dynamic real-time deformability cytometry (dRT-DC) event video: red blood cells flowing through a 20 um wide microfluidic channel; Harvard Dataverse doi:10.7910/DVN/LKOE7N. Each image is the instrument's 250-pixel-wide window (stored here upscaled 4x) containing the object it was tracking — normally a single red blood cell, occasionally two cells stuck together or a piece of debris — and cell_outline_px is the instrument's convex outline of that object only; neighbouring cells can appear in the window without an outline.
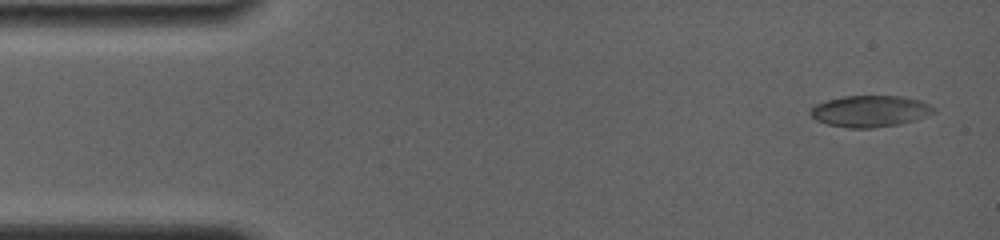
{"species": "common noctule bat (a hibernating species)", "species_latin": "Nyctalus noctula", "temperature_condition": "room temperature", "stored_images_in_passage": 5, "camera_frame_rate_fps": 4000, "um_per_image_px": 0.085, "animal": {"sex": "female", "body_mass_g": 19.0, "forearm_length_mm": 56.7}, "frame": {"image": 1, "passage_image": 1, "time_ms": 0.0, "image_size_px": [1000, 240], "cell_outline_px": [[936, 112], [916, 120], [900, 124], [872, 128], [848, 128], [828, 124], [816, 120], [808, 112], [816, 104], [828, 100], [844, 96], [900, 96], [920, 100], [936, 108]], "centroid_in_image_um": [73.98, 9.45], "position_along_channel_um": 11.0, "area_um2": 22.6}}
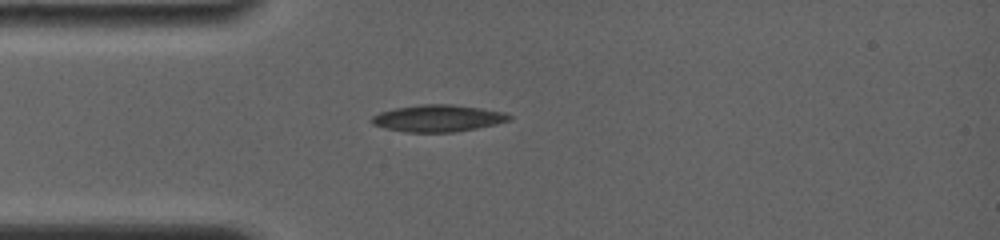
{"frame": {"image": 2, "passage_image": 4, "time_ms": 3.5, "image_size_px": [1000, 240], "cell_outline_px": [[512, 120], [496, 124], [476, 128], [452, 132], [408, 132], [384, 128], [372, 124], [368, 120], [372, 116], [380, 112], [396, 108], [420, 104], [452, 104], [480, 108], [504, 112], [512, 116]], "centroid_in_image_um": [37.21, 10.05], "position_along_channel_um": 47.8, "area_um2": 21.56}}